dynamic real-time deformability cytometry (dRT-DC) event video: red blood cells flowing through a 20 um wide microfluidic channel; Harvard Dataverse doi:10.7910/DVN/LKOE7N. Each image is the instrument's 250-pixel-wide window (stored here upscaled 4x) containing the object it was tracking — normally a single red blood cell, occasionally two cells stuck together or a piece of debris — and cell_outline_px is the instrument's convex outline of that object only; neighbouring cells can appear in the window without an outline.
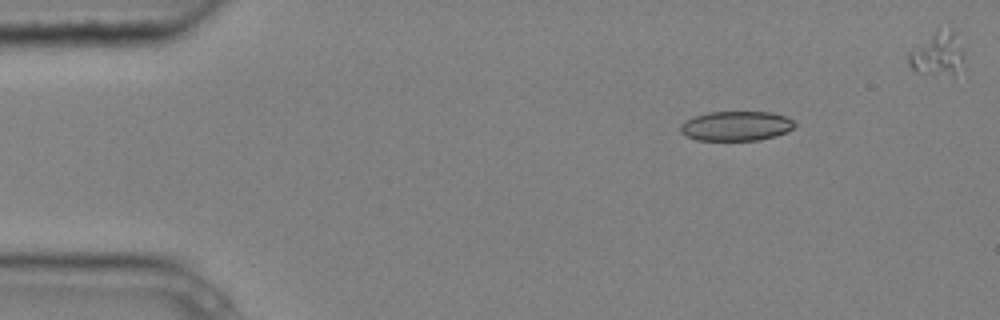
{"species": "common noctule bat (a hibernating species)", "species_latin": "Nyctalus noctula", "temperature_condition": "cold", "stored_images_in_passage": 5, "segment_of_instrument_passage": [1, 2], "camera_frame_rate_fps": 3000, "um_per_image_px": 0.085, "animal": {"sex": "male", "body_mass_g": 20.4}, "frame": {"image": 1, "passage_image": 2, "time_ms": 0.333, "image_size_px": [1000, 320], "cell_outline_px": [[796, 124], [788, 132], [776, 136], [760, 140], [696, 140], [684, 136], [680, 132], [680, 124], [696, 116], [708, 112], [772, 112], [788, 116]], "centroid_in_image_um": [62.59, 10.71], "position_along_channel_um": 22.4, "area_um2": 19.88}}